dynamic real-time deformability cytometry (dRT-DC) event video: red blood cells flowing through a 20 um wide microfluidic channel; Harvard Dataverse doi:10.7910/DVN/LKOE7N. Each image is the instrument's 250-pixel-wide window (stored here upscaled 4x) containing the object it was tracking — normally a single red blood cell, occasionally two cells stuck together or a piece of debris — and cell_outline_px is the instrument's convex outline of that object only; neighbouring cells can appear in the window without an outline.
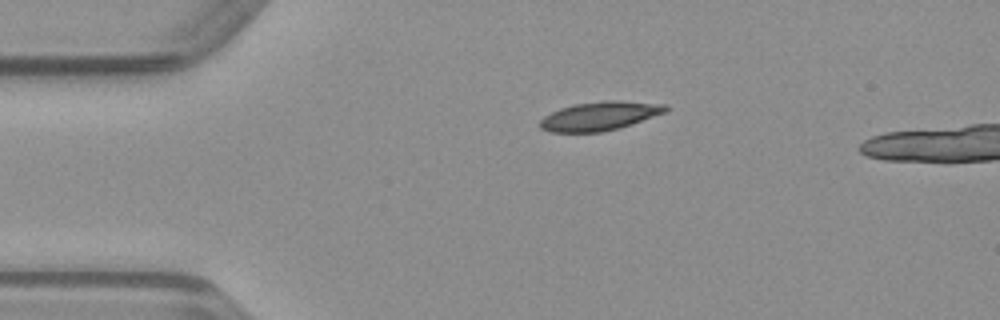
{"species": "common noctule bat (a hibernating species)", "species_latin": "Nyctalus noctula", "temperature_condition": "warm", "stored_images_in_passage": 6, "camera_frame_rate_fps": 3000, "um_per_image_px": 0.085, "animal": {"sex": "male", "body_mass_g": 23.1, "forearm_length_mm": 52.7}, "frame": {"image": 1, "passage_image": 2, "time_ms": 0.333, "image_size_px": [1000, 320], "cell_outline_px": [[668, 112], [620, 128], [600, 132], [552, 132], [540, 128], [540, 120], [544, 116], [560, 108], [572, 104], [604, 100], [620, 100], [668, 104]], "centroid_in_image_um": [51.03, 9.84], "position_along_channel_um": 34.0, "area_um2": 21.39}}